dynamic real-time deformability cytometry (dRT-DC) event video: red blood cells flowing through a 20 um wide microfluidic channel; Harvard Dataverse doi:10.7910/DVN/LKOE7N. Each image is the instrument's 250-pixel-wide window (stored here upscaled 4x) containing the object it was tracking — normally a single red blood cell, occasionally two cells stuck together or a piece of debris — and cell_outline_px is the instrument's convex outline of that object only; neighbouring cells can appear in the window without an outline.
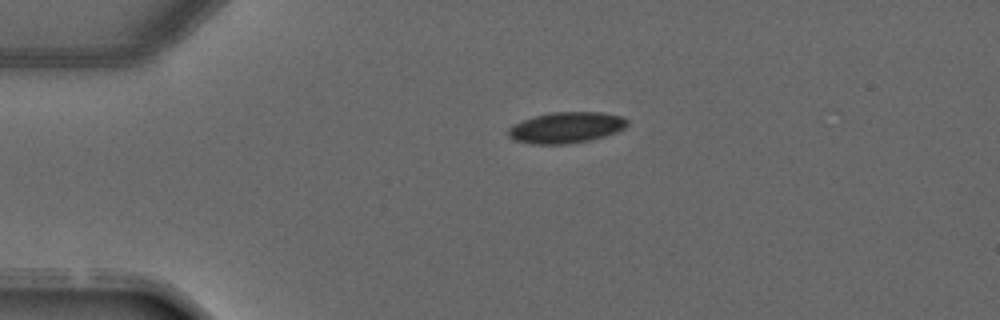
{"species": "common noctule bat (a hibernating species)", "species_latin": "Nyctalus noctula", "temperature_condition": "warm", "stored_images_in_passage": 2, "camera_frame_rate_fps": 3000, "um_per_image_px": 0.085, "animal": {"sex": "male", "forearm_length_mm": 52.5}, "frame": {"image": 1, "passage_image": 1, "time_ms": 0.0, "image_size_px": [1000, 320], "cell_outline_px": [[628, 124], [624, 128], [616, 132], [604, 136], [588, 140], [568, 144], [532, 144], [512, 140], [508, 136], [508, 128], [524, 120], [536, 116], [552, 112], [600, 112], [620, 116], [628, 120]], "centroid_in_image_um": [48.11, 10.85], "position_along_channel_um": 36.9, "area_um2": 21.33}}